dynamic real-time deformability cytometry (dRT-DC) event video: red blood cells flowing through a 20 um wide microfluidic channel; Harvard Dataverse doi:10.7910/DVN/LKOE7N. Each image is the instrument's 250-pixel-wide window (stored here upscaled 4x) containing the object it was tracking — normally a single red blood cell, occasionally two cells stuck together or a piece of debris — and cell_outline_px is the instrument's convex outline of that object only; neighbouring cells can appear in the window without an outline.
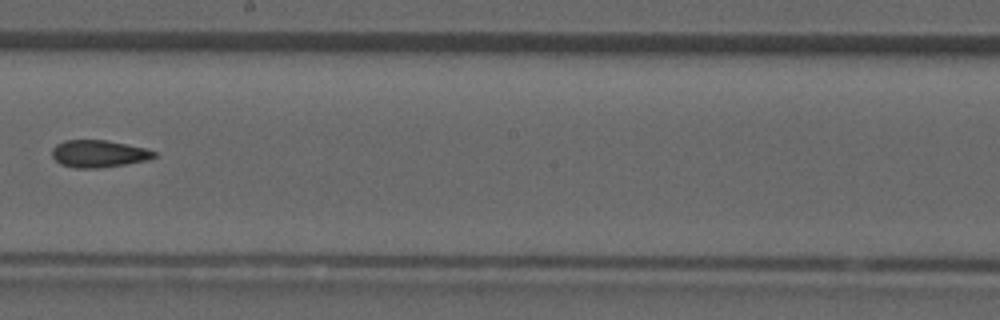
{"species": "common noctule bat (a hibernating species)", "species_latin": "Nyctalus noctula", "temperature_condition": "room temperature", "stored_images_in_passage": 34, "camera_frame_rate_fps": 3000, "um_per_image_px": 0.085, "animal": {"sex": "male", "forearm_length_mm": 52.5}, "frame": {"image": 1, "passage_image": 20, "time_ms": 6.333, "image_size_px": [1000, 320], "cell_outline_px": [[156, 156], [148, 160], [100, 168], [72, 168], [60, 164], [52, 156], [52, 148], [56, 144], [64, 140], [108, 140], [144, 148], [156, 152]], "centroid_in_image_um": [8.35, 13.07], "position_along_channel_um": 239.8, "area_um2": 16.24}}